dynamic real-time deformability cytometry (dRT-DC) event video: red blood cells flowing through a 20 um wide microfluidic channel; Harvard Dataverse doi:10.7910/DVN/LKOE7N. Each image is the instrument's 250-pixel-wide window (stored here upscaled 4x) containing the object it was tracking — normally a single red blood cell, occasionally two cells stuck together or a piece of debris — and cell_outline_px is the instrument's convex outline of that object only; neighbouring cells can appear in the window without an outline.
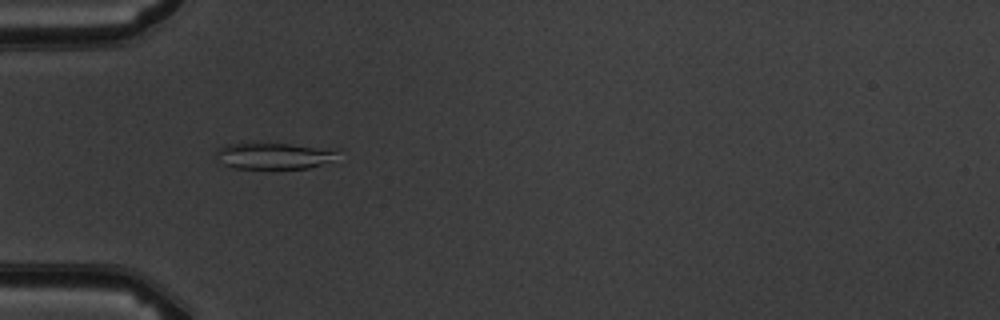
{"species": "common noctule bat (a hibernating species)", "species_latin": "Nyctalus noctula", "temperature_condition": "warm", "stored_images_in_passage": 6, "camera_frame_rate_fps": 3000, "um_per_image_px": 0.085, "animal": {"sex": "male", "body_mass_g": 19.5, "forearm_length_mm": 54.6}, "frame": {"image": 1, "passage_image": 5, "time_ms": 4.667, "image_size_px": [1000, 320], "cell_outline_px": [[340, 148], [328, 160], [320, 164], [308, 168], [232, 168], [224, 164], [216, 156], [216, 152], [224, 144], [252, 140]], "centroid_in_image_um": [23.21, 13.17], "position_along_channel_um": 61.8, "area_um2": 19.36}}